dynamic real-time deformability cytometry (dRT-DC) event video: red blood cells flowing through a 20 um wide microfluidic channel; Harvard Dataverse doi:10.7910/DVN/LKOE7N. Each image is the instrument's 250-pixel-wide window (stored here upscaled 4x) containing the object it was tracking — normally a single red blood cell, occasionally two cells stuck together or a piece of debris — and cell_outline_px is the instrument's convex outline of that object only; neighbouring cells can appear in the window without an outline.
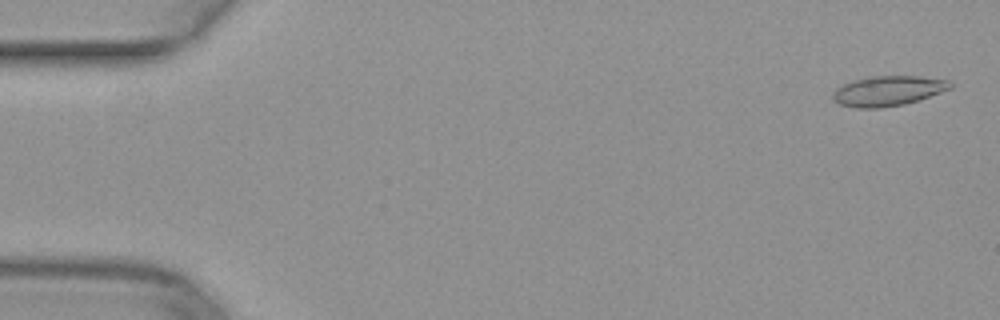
{"species": "common noctule bat (a hibernating species)", "species_latin": "Nyctalus noctula", "temperature_condition": "warm", "stored_images_in_passage": 9, "camera_frame_rate_fps": 3000, "um_per_image_px": 0.085, "animal": {"sex": "female", "body_mass_g": 29.2, "forearm_length_mm": 56.3}, "frame": {"image": 1, "passage_image": 2, "time_ms": 0.333, "image_size_px": [1000, 320], "cell_outline_px": [[952, 88], [920, 100], [904, 104], [880, 108], [856, 108], [840, 104], [832, 100], [832, 96], [836, 88], [844, 84], [868, 76], [920, 76], [948, 80], [952, 84]], "centroid_in_image_um": [75.49, 7.73], "position_along_channel_um": 9.5, "area_um2": 20.58}}